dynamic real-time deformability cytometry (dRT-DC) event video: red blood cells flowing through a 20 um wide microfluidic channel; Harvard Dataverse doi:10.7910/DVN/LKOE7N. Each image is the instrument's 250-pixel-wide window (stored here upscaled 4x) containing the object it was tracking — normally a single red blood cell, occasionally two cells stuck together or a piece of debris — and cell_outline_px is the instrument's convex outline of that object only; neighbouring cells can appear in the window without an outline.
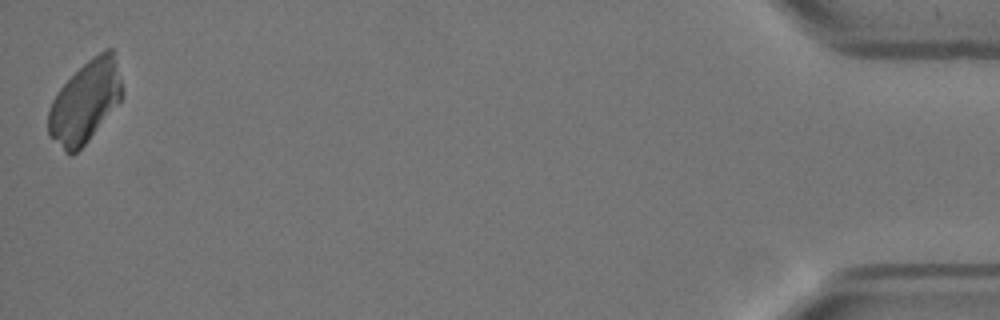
{"species": "Egyptian fruit bat (a non-hibernating species)", "species_latin": "Rousettus aegyptiacus", "temperature_condition": "warm", "stored_images_in_passage": 41, "camera_frame_rate_fps": 3000, "um_per_image_px": 0.085, "animal": {"sex": "female"}, "frame": {"image": 1, "passage_image": 41, "time_ms": 13.333, "image_size_px": [1000, 320], "cell_outline_px": [[124, 96], [88, 140], [72, 156], [64, 152], [48, 136], [48, 108], [52, 100], [60, 88], [92, 56], [104, 48], [112, 48], [124, 92]], "centroid_in_image_um": [7.22, 8.67], "position_along_channel_um": 428.0, "area_um2": 34.91}}